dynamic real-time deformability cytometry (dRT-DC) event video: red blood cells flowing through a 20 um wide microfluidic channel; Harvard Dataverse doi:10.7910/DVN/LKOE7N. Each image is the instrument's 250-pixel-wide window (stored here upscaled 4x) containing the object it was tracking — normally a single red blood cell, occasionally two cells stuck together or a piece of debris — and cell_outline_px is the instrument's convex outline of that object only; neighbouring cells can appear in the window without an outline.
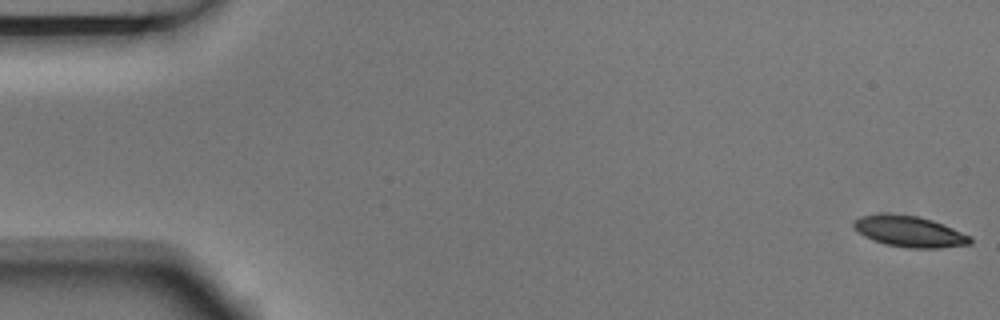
{"species": "Egyptian fruit bat (a non-hibernating species)", "species_latin": "Rousettus aegyptiacus", "temperature_condition": "room temperature", "stored_images_in_passage": 4, "segment_of_instrument_passage": [2, 2], "camera_frame_rate_fps": 3000, "um_per_image_px": 0.085, "animal": {"sex": "male"}, "frame": {"image": 1, "passage_image": 4, "time_ms": 1.0, "image_size_px": [1000, 320], "cell_outline_px": [[972, 244], [940, 248], [908, 248], [888, 244], [872, 240], [856, 232], [852, 228], [852, 220], [860, 216], [916, 216], [932, 220], [944, 224], [972, 236]], "centroid_in_image_um": [77.34, 19.72], "position_along_channel_um": 7.7, "area_um2": 20.69}}